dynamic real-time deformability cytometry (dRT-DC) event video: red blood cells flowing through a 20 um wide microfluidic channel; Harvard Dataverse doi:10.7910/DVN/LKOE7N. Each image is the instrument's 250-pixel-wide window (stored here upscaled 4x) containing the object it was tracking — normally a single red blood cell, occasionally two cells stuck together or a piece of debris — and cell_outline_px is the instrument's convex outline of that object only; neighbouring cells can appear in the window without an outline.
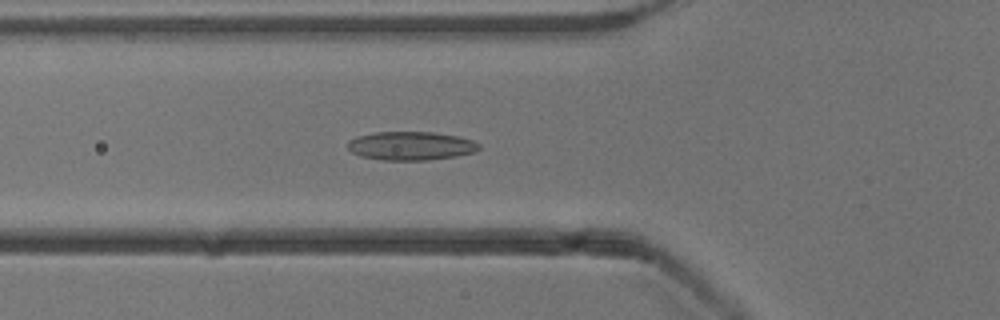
{"species": "common noctule bat (a hibernating species)", "species_latin": "Nyctalus noctula", "temperature_condition": "cold", "stored_images_in_passage": 53, "camera_frame_rate_fps": 3000, "um_per_image_px": 0.085, "animal": {"sex": "male", "body_mass_g": 13.3}, "frame": {"image": 1, "passage_image": 19, "time_ms": 6.0, "image_size_px": [1000, 320], "cell_outline_px": [[480, 148], [476, 152], [456, 156], [428, 160], [380, 160], [360, 156], [352, 152], [348, 148], [348, 140], [356, 136], [376, 132], [432, 132], [460, 136], [472, 140], [480, 144]], "centroid_in_image_um": [34.93, 12.4], "position_along_channel_um": 90.9, "area_um2": 22.08}}
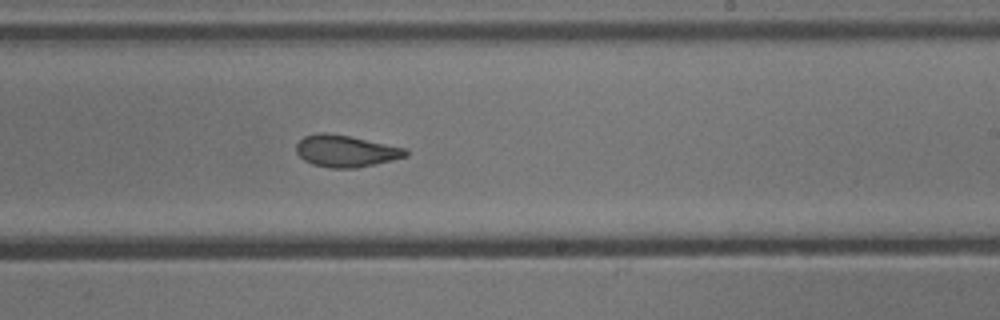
{"frame": {"image": 2, "passage_image": 32, "time_ms": 10.333, "image_size_px": [1000, 320], "cell_outline_px": [[408, 156], [392, 160], [356, 168], [328, 168], [312, 164], [304, 160], [296, 152], [296, 144], [304, 136], [316, 132], [324, 132], [348, 136], [408, 148]], "centroid_in_image_um": [29.39, 12.84], "position_along_channel_um": 259.6, "area_um2": 20.35}}
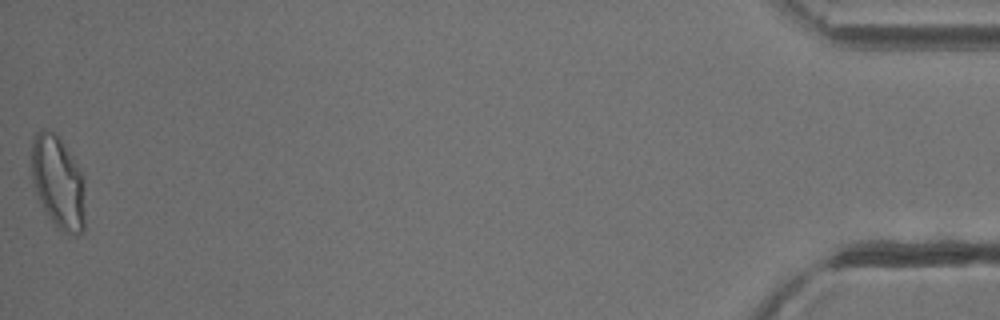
{"frame": {"image": 3, "passage_image": 53, "time_ms": 17.333, "image_size_px": [1000, 320], "cell_outline_px": [[84, 228], [80, 232], [64, 232], [52, 220], [44, 208], [32, 184], [32, 136], [40, 128], [44, 128], [56, 132], [60, 136], [84, 176]], "centroid_in_image_um": [4.93, 15.37], "position_along_channel_um": 430.3, "area_um2": 28.9}, "authors_computed_cell_mechanics": {"area_um2": 21.386, "velocity_mm_per_s": 3.8868, "shape_relaxation_time_tau1_ms": 10.0089, "shape_relaxation_time_tau2_ms": 1.911, "deformation_change_tau1": 0.2284, "deformation_change_tau2": 0.091}}